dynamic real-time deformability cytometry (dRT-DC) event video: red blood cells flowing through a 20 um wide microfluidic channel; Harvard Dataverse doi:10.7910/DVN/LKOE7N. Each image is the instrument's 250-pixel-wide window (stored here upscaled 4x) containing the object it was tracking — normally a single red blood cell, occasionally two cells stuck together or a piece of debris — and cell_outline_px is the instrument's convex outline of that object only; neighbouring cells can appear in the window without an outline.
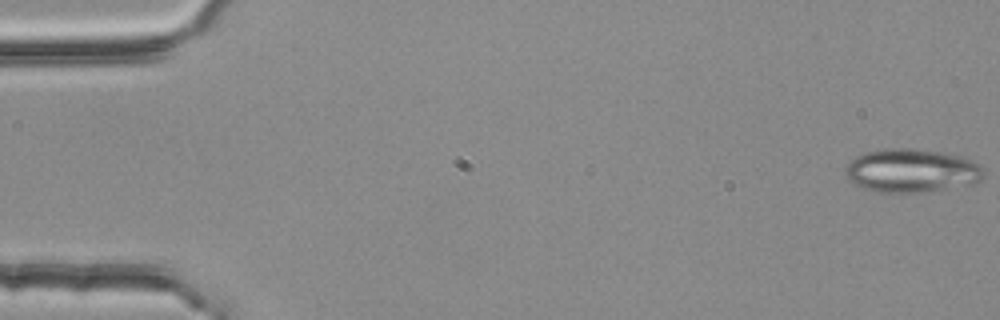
{"species": "common noctule bat (a hibernating species)", "species_latin": "Nyctalus noctula", "temperature_condition": "room temperature", "stored_images_in_passage": 12, "camera_frame_rate_fps": 3000, "um_per_image_px": 0.085, "animal": {"sex": "female", "body_mass_g": 25.1}, "frame": {"image": 1, "passage_image": 1, "time_ms": 0.0, "image_size_px": [1000, 320], "cell_outline_px": [[984, 172], [980, 180], [972, 184], [924, 192], [876, 192], [864, 188], [848, 180], [844, 176], [844, 168], [848, 160], [864, 152], [892, 148], [908, 148], [936, 152], [960, 156], [972, 160]], "centroid_in_image_um": [77.4, 14.51], "position_along_channel_um": 7.6, "area_um2": 34.91}}